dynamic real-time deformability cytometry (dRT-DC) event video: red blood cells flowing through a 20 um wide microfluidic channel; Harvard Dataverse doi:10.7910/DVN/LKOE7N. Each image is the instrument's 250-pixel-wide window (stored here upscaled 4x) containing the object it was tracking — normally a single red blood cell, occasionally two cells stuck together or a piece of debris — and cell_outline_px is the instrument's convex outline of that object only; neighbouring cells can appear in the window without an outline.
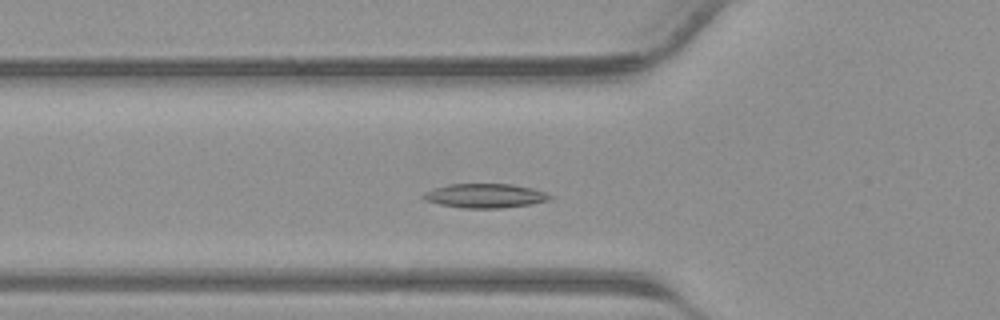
{"species": "common noctule bat (a hibernating species)", "species_latin": "Nyctalus noctula", "temperature_condition": "warm", "stored_images_in_passage": 28, "camera_frame_rate_fps": 3000, "um_per_image_px": 0.085, "animal": {"sex": "male", "body_mass_g": 23.1, "forearm_length_mm": 52.7}, "frame": {"image": 1, "passage_image": 10, "time_ms": 3.0, "image_size_px": [1000, 320], "cell_outline_px": [[556, 196], [552, 200], [528, 204], [500, 208], [464, 208], [440, 204], [424, 200], [420, 196], [424, 192], [448, 184], [512, 184], [532, 188]], "centroid_in_image_um": [41.25, 16.64], "position_along_channel_um": 84.5, "area_um2": 17.86}}
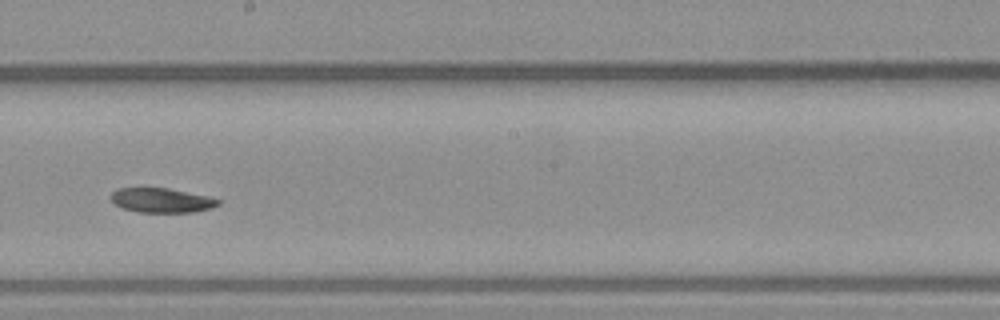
{"frame": {"image": 2, "passage_image": 19, "time_ms": 6.0, "image_size_px": [1000, 320], "cell_outline_px": [[220, 204], [212, 208], [192, 212], [136, 212], [124, 208], [116, 204], [112, 200], [112, 192], [120, 188], [168, 188], [208, 196], [220, 200]], "centroid_in_image_um": [13.77, 17.03], "position_along_channel_um": 234.4, "area_um2": 15.14}}
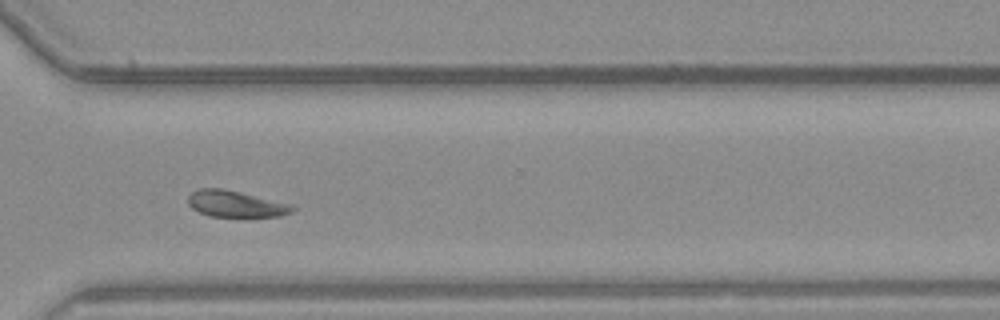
{"frame": {"image": 3, "passage_image": 26, "time_ms": 8.333, "image_size_px": [1000, 320], "cell_outline_px": [[296, 208], [292, 212], [280, 216], [248, 220], [244, 220], [212, 216], [200, 212], [192, 208], [188, 204], [188, 196], [192, 192], [200, 188], [220, 188], [240, 192], [292, 204]], "centroid_in_image_um": [20.09, 17.39], "position_along_channel_um": 350.5, "area_um2": 16.88}}